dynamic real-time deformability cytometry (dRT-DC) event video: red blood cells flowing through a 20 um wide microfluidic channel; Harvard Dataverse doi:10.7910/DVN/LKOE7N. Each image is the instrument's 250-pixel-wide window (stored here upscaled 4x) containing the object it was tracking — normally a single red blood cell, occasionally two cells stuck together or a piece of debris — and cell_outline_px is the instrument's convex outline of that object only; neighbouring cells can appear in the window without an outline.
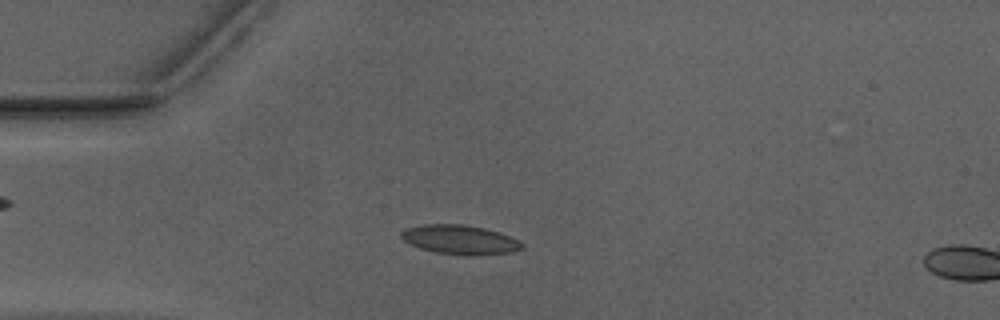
{"species": "Egyptian fruit bat (a non-hibernating species)", "species_latin": "Rousettus aegyptiacus", "temperature_condition": "warm", "stored_images_in_passage": 15, "camera_frame_rate_fps": 3000, "um_per_image_px": 0.085, "animal": {"sex": "male"}, "frame": {"image": 1, "passage_image": 13, "time_ms": 4.0, "image_size_px": [1000, 320], "cell_outline_px": [[524, 248], [512, 252], [436, 252], [420, 248], [404, 240], [400, 236], [400, 232], [408, 228], [424, 224], [460, 224], [484, 228], [508, 236], [524, 244]], "centroid_in_image_um": [39.03, 20.31], "position_along_channel_um": 46.0, "area_um2": 19.19}}